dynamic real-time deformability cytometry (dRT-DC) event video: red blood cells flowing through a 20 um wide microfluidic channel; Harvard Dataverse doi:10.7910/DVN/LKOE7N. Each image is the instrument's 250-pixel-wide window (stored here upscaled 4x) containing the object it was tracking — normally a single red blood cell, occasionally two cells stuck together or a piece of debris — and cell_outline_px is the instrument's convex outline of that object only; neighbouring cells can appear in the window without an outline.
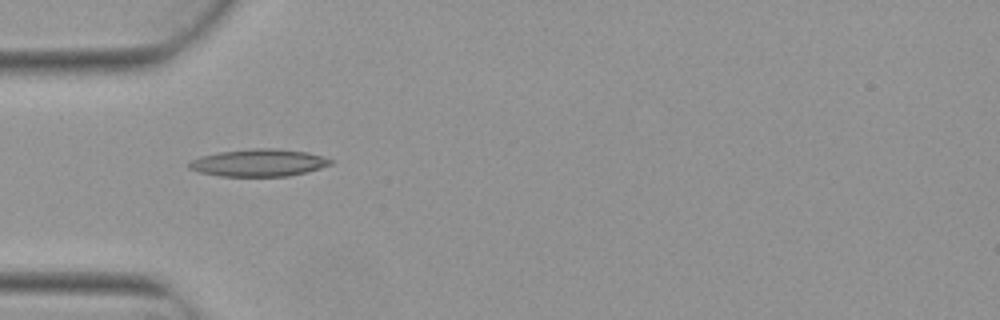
{"species": "Egyptian fruit bat (a non-hibernating species)", "species_latin": "Rousettus aegyptiacus", "temperature_condition": "warm", "stored_images_in_passage": 1, "camera_frame_rate_fps": 3000, "um_per_image_px": 0.085, "animal": {"sex": "female"}, "frame": {"image": 1, "passage_image": 1, "time_ms": 0.0, "image_size_px": [1000, 320], "cell_outline_px": [[332, 164], [320, 168], [288, 176], [220, 176], [196, 172], [188, 168], [188, 164], [192, 160], [200, 156], [220, 152], [252, 148], [276, 148], [308, 152], [332, 160]], "centroid_in_image_um": [21.95, 13.83], "position_along_channel_um": 63.1, "area_um2": 22.48}}